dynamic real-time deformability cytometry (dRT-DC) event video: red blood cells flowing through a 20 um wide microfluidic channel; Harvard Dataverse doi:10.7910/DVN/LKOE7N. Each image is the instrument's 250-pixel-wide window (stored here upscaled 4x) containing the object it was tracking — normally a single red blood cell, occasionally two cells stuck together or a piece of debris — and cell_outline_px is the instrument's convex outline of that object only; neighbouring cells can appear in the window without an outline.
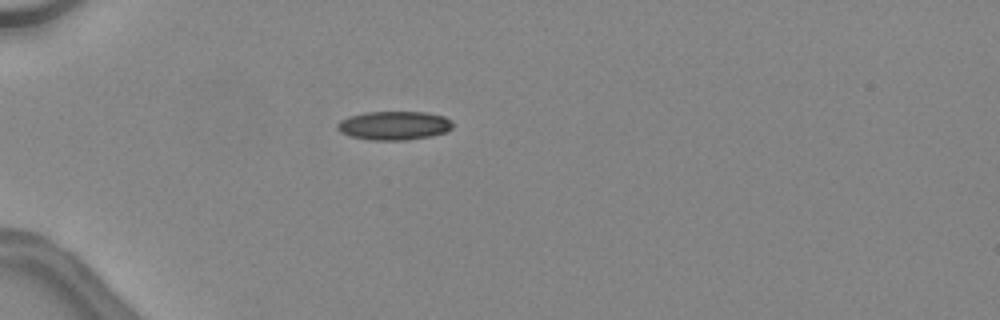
{"species": "common noctule bat (a hibernating species)", "species_latin": "Nyctalus noctula", "temperature_condition": "warm", "stored_images_in_passage": 32, "camera_frame_rate_fps": 3000, "um_per_image_px": 0.085, "animal": {"sex": "female", "body_mass_g": 24.6, "forearm_length_mm": 56.2}, "frame": {"image": 1, "passage_image": 1, "time_ms": 0.0, "image_size_px": [1000, 320], "cell_outline_px": [[452, 128], [448, 132], [432, 136], [408, 140], [368, 140], [348, 136], [340, 132], [336, 128], [336, 124], [340, 120], [348, 116], [364, 112], [424, 112], [444, 116], [452, 120]], "centroid_in_image_um": [33.48, 10.68], "position_along_channel_um": 51.5, "area_um2": 19.71}}
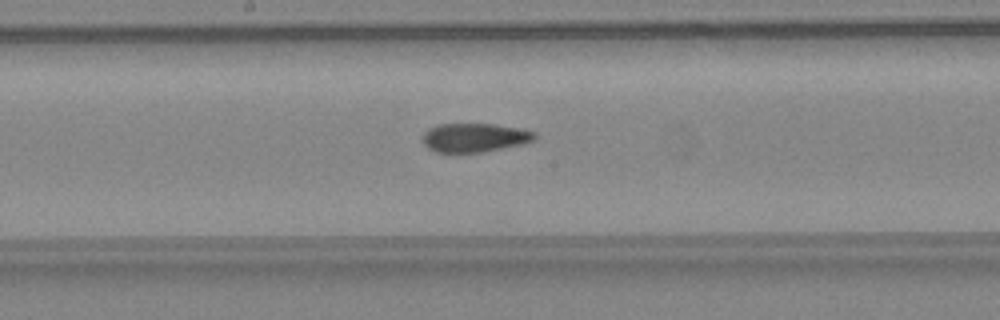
{"frame": {"image": 2, "passage_image": 13, "time_ms": 4.0, "image_size_px": [1000, 320], "cell_outline_px": [[536, 140], [524, 144], [480, 152], [436, 152], [428, 148], [424, 144], [424, 132], [428, 128], [440, 124], [496, 124], [520, 128], [536, 132]], "centroid_in_image_um": [40.38, 11.69], "position_along_channel_um": 207.8, "area_um2": 18.84}}
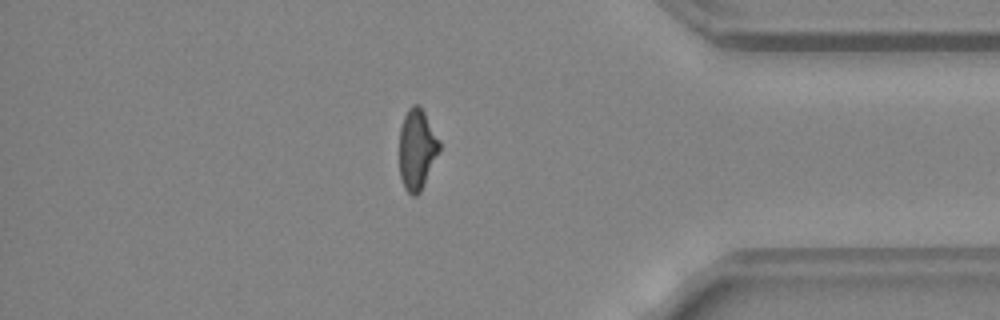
{"frame": {"image": 3, "passage_image": 27, "time_ms": 8.667, "image_size_px": [1000, 320], "cell_outline_px": [[440, 152], [420, 192], [416, 196], [412, 196], [404, 188], [400, 176], [400, 128], [404, 116], [408, 108], [412, 104], [420, 104], [440, 140]], "centroid_in_image_um": [35.45, 12.68], "position_along_channel_um": 399.7, "area_um2": 19.02}, "authors_computed_cell_mechanics": {"area_um2": 19.3341, "velocity_mm_per_s": 4.5586, "shape_relaxation_time_tau1_ms": 7.0215, "shape_relaxation_time_tau2_ms": 1.6213, "deformation_change_tau1": 0.2199, "deformation_change_tau2": 0.0976}}